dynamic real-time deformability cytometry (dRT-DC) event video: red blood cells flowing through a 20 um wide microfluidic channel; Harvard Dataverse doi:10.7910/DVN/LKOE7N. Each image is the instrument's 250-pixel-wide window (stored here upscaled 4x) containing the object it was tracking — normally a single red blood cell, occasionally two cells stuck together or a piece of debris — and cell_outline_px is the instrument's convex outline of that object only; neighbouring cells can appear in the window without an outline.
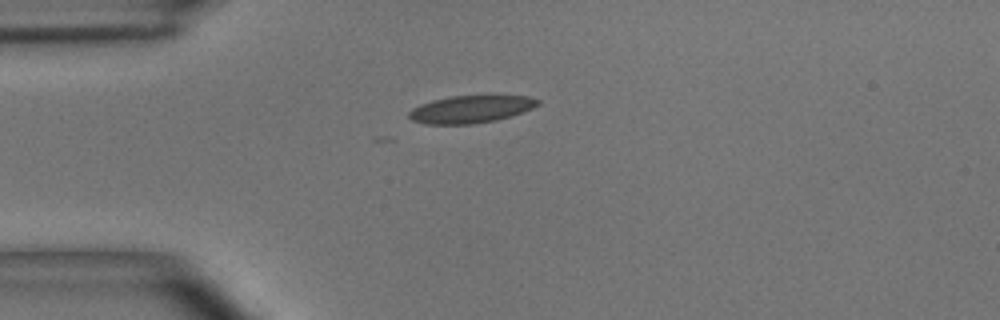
{"species": "common noctule bat (a hibernating species)", "species_latin": "Nyctalus noctula", "temperature_condition": "room temperature", "stored_images_in_passage": 6, "camera_frame_rate_fps": 3000, "um_per_image_px": 0.085, "animal": {"sex": "male", "body_mass_g": 15.6}, "frame": {"image": 1, "passage_image": 1, "time_ms": 0.0, "image_size_px": [1000, 320], "cell_outline_px": [[540, 104], [532, 108], [512, 116], [496, 120], [472, 124], [424, 124], [412, 120], [408, 116], [408, 112], [412, 108], [420, 104], [432, 100], [452, 96], [528, 96], [540, 100]], "centroid_in_image_um": [40.0, 9.29], "position_along_channel_um": 45.0, "area_um2": 20.58}}
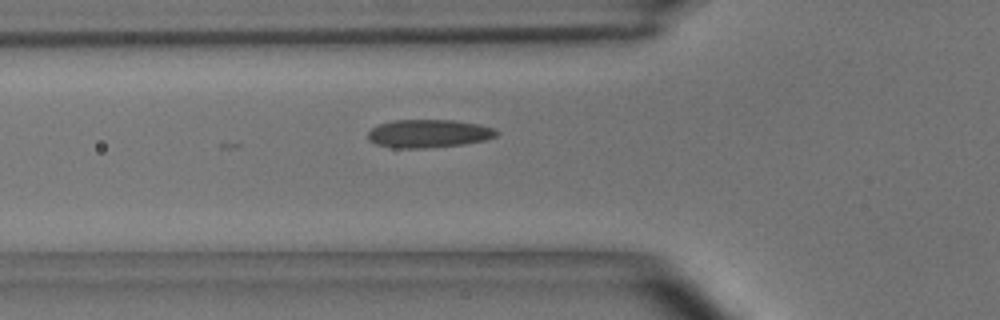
{"frame": {"image": 2, "passage_image": 6, "time_ms": 1.667, "image_size_px": [1000, 320], "cell_outline_px": [[500, 132], [496, 136], [484, 140], [464, 144], [424, 148], [392, 148], [376, 144], [368, 140], [368, 132], [372, 128], [380, 124], [392, 120], [456, 120], [480, 124], [492, 128]], "centroid_in_image_um": [36.43, 11.35], "position_along_channel_um": 89.4, "area_um2": 21.15}}